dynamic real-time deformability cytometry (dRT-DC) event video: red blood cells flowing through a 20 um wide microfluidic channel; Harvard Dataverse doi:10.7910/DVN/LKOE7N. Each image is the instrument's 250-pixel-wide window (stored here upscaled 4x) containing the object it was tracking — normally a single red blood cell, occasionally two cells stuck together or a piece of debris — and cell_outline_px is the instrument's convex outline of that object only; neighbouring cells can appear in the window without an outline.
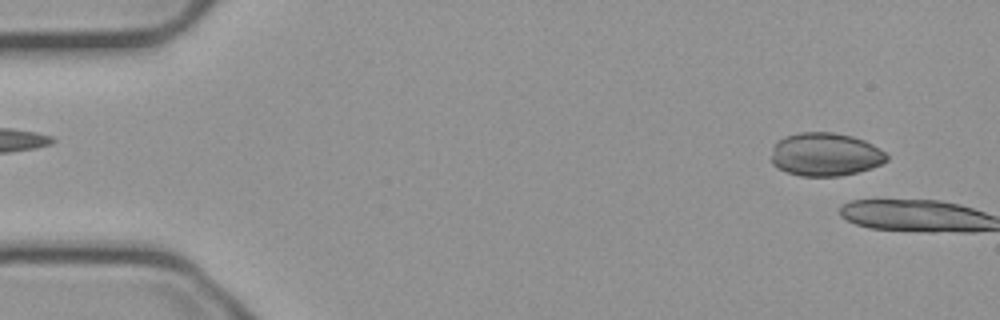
{"species": "common noctule bat (a hibernating species)", "species_latin": "Nyctalus noctula", "temperature_condition": "cold", "stored_images_in_passage": 5, "camera_frame_rate_fps": 3000, "um_per_image_px": 0.085, "animal": {"sex": "male", "body_mass_g": 23.1, "forearm_length_mm": 52.7}, "frame": {"image": 1, "passage_image": 4, "time_ms": 1.0, "image_size_px": [1000, 320], "cell_outline_px": [[888, 160], [880, 164], [856, 172], [840, 176], [800, 176], [776, 168], [772, 164], [772, 148], [784, 136], [800, 132], [832, 132], [852, 136], [864, 140], [872, 144], [884, 152], [888, 156]], "centroid_in_image_um": [70.12, 13.12], "position_along_channel_um": 14.9, "area_um2": 28.96}}